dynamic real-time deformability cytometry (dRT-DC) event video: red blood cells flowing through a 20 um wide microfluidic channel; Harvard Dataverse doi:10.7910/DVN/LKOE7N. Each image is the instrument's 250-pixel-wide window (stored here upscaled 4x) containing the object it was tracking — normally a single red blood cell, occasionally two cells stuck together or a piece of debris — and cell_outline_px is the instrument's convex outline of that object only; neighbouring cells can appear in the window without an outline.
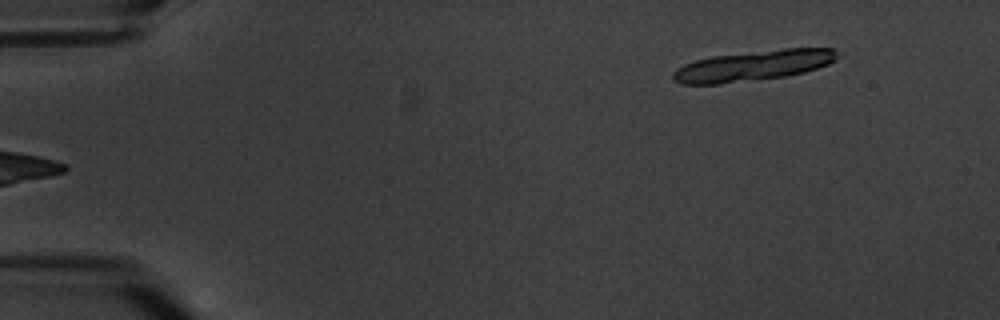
{"species": "common noctule bat (a hibernating species)", "species_latin": "Nyctalus noctula", "temperature_condition": "warm", "stored_images_in_passage": 7, "segment_of_instrument_passage": [2, 2], "camera_frame_rate_fps": 3000, "um_per_image_px": 0.085, "animal": {"sex": "male", "body_mass_g": 20.1, "forearm_length_mm": 53.5}, "frame": {"image": 1, "passage_image": 7, "time_ms": 7.0, "image_size_px": [1000, 320], "cell_outline_px": [[836, 60], [828, 64], [804, 72], [788, 76], [720, 84], [680, 84], [672, 80], [672, 72], [676, 68], [684, 64], [696, 60], [712, 56], [784, 48], [836, 48]], "centroid_in_image_um": [63.99, 5.58], "position_along_channel_um": 21.0, "area_um2": 29.25}}